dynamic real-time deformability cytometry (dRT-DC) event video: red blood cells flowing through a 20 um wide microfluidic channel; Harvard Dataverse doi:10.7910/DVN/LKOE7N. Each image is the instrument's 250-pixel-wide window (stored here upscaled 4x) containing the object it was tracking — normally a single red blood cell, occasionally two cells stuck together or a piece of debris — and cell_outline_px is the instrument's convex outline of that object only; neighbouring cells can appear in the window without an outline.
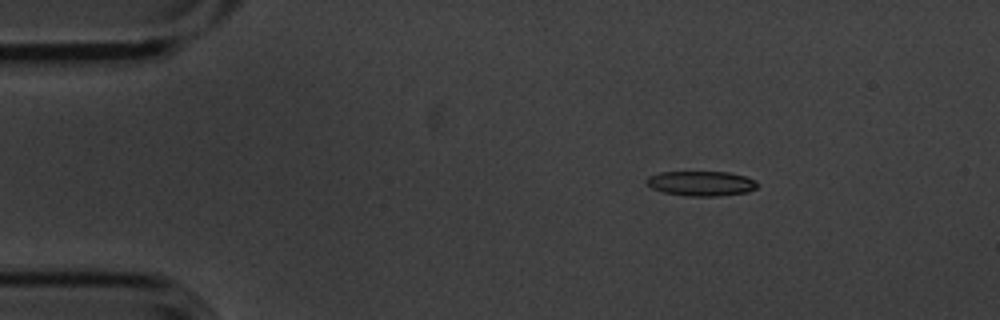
{"species": "common noctule bat (a hibernating species)", "species_latin": "Nyctalus noctula", "temperature_condition": "cold", "stored_images_in_passage": 3, "camera_frame_rate_fps": 3000, "um_per_image_px": 0.085, "animal": {"sex": "male", "body_mass_g": 20.1, "forearm_length_mm": 53.5}, "frame": {"image": 1, "passage_image": 1, "time_ms": 0.0, "image_size_px": [1000, 320], "cell_outline_px": [[760, 184], [756, 188], [748, 192], [720, 196], [684, 196], [664, 192], [652, 188], [644, 180], [648, 176], [660, 172], [728, 172], [744, 176], [756, 180]], "centroid_in_image_um": [59.62, 15.59], "position_along_channel_um": 25.4, "area_um2": 16.18}}